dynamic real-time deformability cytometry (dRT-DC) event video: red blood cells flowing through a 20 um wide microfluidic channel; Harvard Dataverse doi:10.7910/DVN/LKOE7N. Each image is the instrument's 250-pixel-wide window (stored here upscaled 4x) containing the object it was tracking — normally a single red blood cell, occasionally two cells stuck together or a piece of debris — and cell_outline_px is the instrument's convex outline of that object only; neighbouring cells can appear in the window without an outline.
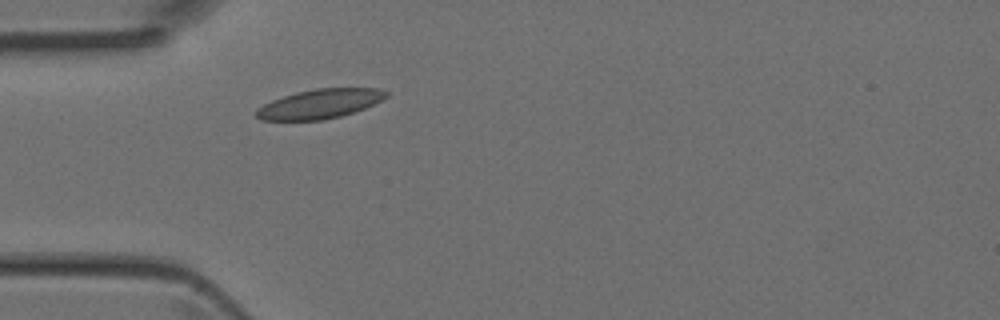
{"species": "Egyptian fruit bat (a non-hibernating species)", "species_latin": "Rousettus aegyptiacus", "temperature_condition": "room temperature", "stored_images_in_passage": 2, "camera_frame_rate_fps": 3000, "um_per_image_px": 0.085, "animal": {"sex": "female"}, "frame": {"image": 1, "passage_image": 2, "time_ms": 0.333, "image_size_px": [1000, 320], "cell_outline_px": [[388, 96], [364, 108], [340, 116], [324, 120], [260, 120], [252, 112], [256, 108], [272, 100], [296, 92], [316, 88], [380, 88], [388, 92]], "centroid_in_image_um": [27.13, 8.83], "position_along_channel_um": 57.9, "area_um2": 22.2}}